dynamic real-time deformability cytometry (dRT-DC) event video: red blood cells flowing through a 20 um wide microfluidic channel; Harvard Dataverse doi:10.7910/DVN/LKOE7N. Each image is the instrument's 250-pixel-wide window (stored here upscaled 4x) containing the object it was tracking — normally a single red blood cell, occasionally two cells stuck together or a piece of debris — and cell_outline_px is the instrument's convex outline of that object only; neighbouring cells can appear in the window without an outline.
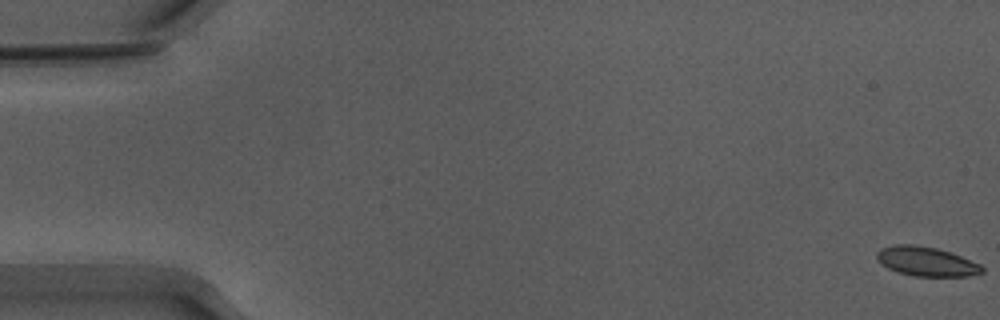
{"species": "Egyptian fruit bat (a non-hibernating species)", "species_latin": "Rousettus aegyptiacus", "temperature_condition": "warm", "stored_images_in_passage": 55, "camera_frame_rate_fps": 3000, "um_per_image_px": 0.085, "animal": {"sex": "male"}, "frame": {"image": 1, "passage_image": 1, "time_ms": 0.0, "image_size_px": [1000, 320], "cell_outline_px": [[984, 272], [968, 276], [916, 276], [900, 272], [888, 268], [876, 256], [876, 252], [880, 248], [892, 244], [912, 244], [936, 248], [960, 256], [980, 264], [984, 268]], "centroid_in_image_um": [78.74, 22.21], "position_along_channel_um": 6.3, "area_um2": 17.74}}
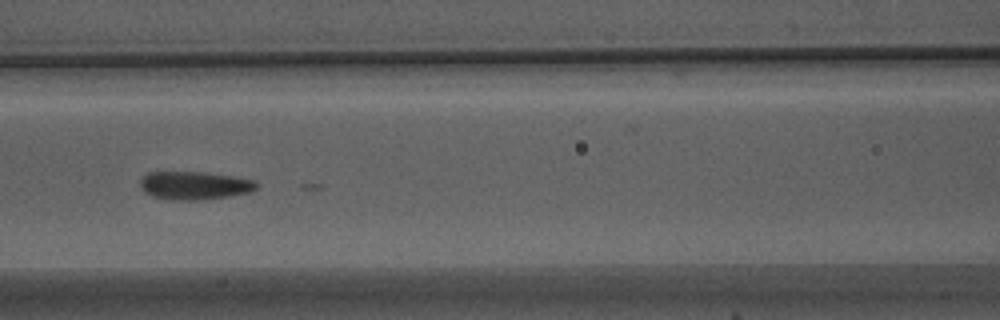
{"frame": {"image": 2, "passage_image": 25, "time_ms": 8.0, "image_size_px": [1000, 320], "cell_outline_px": [[260, 184], [252, 192], [228, 196], [200, 200], [172, 200], [152, 196], [144, 192], [140, 188], [140, 180], [148, 172], [204, 172], [232, 176], [256, 180]], "centroid_in_image_um": [16.55, 15.76], "position_along_channel_um": 150.1, "area_um2": 19.25}}
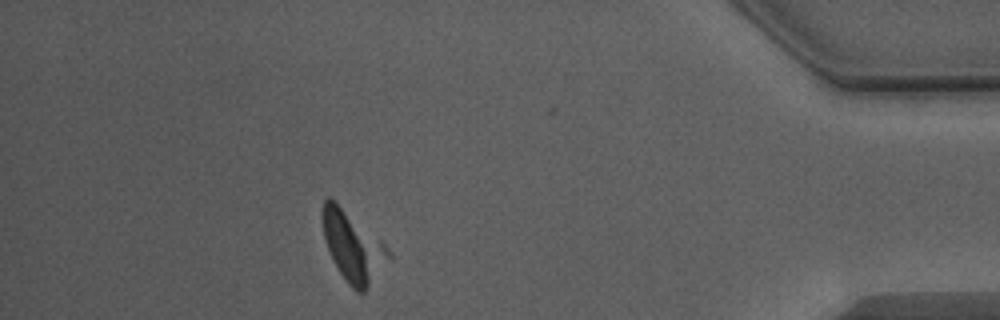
{"frame": {"image": 3, "passage_image": 49, "time_ms": 16.0, "image_size_px": [1000, 320], "cell_outline_px": [[392, 260], [364, 292], [356, 292], [344, 280], [328, 248], [324, 236], [320, 212], [324, 200], [328, 196], [380, 240], [384, 244], [392, 256]], "centroid_in_image_um": [30.0, 21.0], "position_along_channel_um": 405.2, "area_um2": 26.47}}